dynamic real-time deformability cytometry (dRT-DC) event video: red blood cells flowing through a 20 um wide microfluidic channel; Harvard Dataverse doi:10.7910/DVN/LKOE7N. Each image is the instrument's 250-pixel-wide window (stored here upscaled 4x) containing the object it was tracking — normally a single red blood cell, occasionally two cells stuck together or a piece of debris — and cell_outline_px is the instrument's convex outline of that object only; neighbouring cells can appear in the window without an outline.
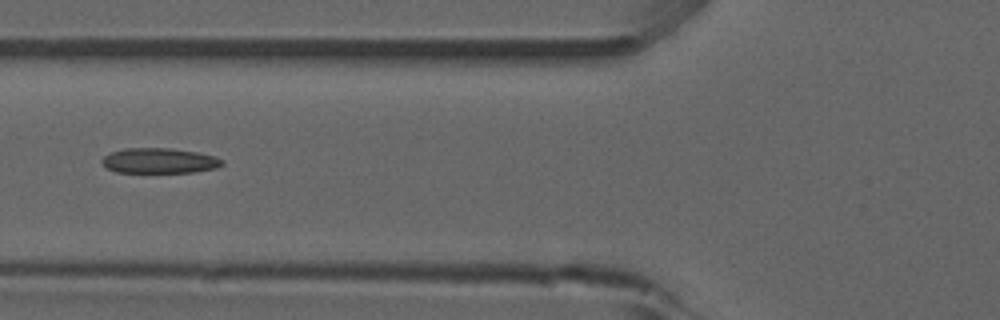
{"species": "common noctule bat (a hibernating species)", "species_latin": "Nyctalus noctula", "temperature_condition": "room temperature", "stored_images_in_passage": 8, "camera_frame_rate_fps": 3000, "um_per_image_px": 0.085, "animal": {"sex": "male", "forearm_length_mm": 52.5}, "frame": {"image": 1, "passage_image": 4, "time_ms": 5.0, "image_size_px": [1000, 320], "cell_outline_px": [[224, 164], [216, 168], [196, 172], [116, 172], [108, 168], [100, 160], [104, 156], [112, 152], [124, 148], [168, 148], [196, 152], [216, 156], [224, 160]], "centroid_in_image_um": [13.58, 13.66], "position_along_channel_um": 112.2, "area_um2": 17.63}}
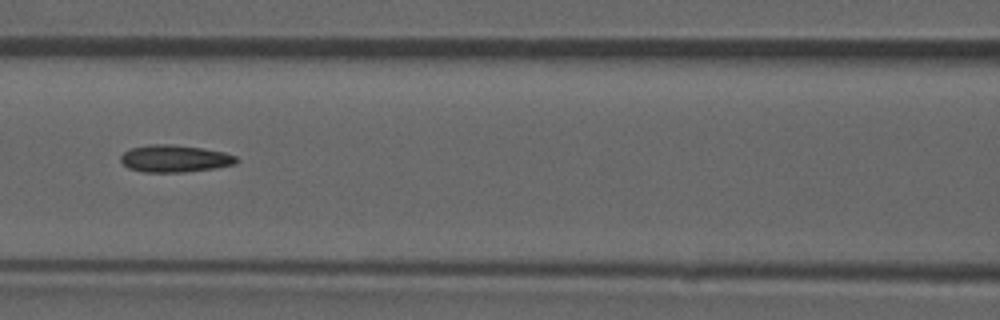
{"frame": {"image": 2, "passage_image": 5, "time_ms": 6.0, "image_size_px": [1000, 320], "cell_outline_px": [[240, 160], [236, 164], [216, 168], [184, 172], [144, 172], [128, 168], [120, 160], [120, 156], [124, 152], [132, 148], [148, 144], [172, 144], [204, 148], [224, 152], [236, 156]], "centroid_in_image_um": [14.88, 13.48], "position_along_channel_um": 151.7, "area_um2": 18.5}}